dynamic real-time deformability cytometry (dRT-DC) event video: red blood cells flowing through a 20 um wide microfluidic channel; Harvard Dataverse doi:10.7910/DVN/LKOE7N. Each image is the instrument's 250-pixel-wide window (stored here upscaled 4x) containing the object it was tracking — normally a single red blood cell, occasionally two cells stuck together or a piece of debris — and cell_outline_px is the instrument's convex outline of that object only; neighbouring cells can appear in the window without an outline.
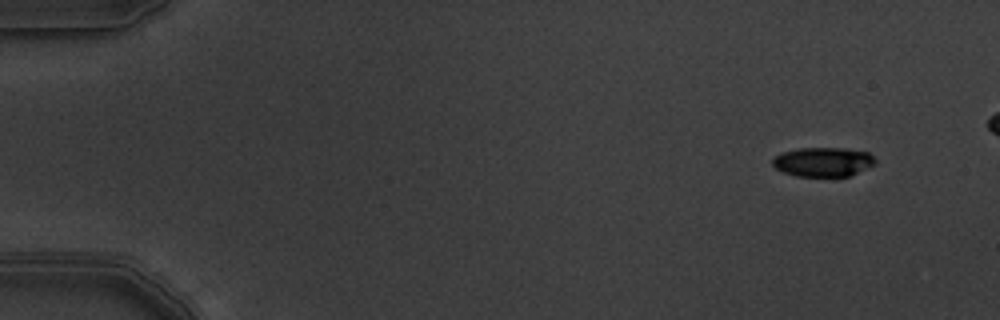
{"species": "common noctule bat (a hibernating species)", "species_latin": "Nyctalus noctula", "temperature_condition": "warm", "stored_images_in_passage": 7, "camera_frame_rate_fps": 3000, "um_per_image_px": 0.085, "animal": {"sex": "male", "body_mass_g": 19.5, "forearm_length_mm": 54.6}, "frame": {"image": 1, "passage_image": 1, "time_ms": 0.0, "image_size_px": [1000, 320], "cell_outline_px": [[876, 164], [848, 176], [796, 176], [784, 172], [776, 168], [772, 164], [772, 160], [780, 152], [800, 148], [844, 148], [868, 152], [876, 160]], "centroid_in_image_um": [69.96, 13.75], "position_along_channel_um": 15.0, "area_um2": 17.46}}